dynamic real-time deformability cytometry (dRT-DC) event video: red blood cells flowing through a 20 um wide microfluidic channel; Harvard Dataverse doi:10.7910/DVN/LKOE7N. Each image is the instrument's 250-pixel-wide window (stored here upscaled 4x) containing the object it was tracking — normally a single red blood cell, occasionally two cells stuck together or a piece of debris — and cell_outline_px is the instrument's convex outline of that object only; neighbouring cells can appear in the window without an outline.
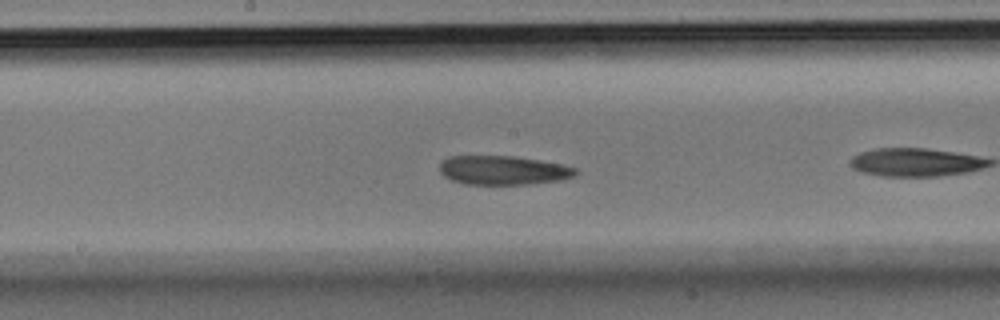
{"species": "Egyptian fruit bat (a non-hibernating species)", "species_latin": "Rousettus aegyptiacus", "temperature_condition": "room temperature", "stored_images_in_passage": 26, "camera_frame_rate_fps": 3000, "um_per_image_px": 0.085, "animal": {"sex": "male"}, "frame": {"image": 1, "passage_image": 8, "time_ms": 2.333, "image_size_px": [1000, 320], "cell_outline_px": [[576, 172], [572, 176], [560, 180], [524, 184], [464, 184], [452, 180], [444, 176], [440, 172], [440, 164], [448, 156], [516, 156], [540, 160], [560, 164], [576, 168]], "centroid_in_image_um": [42.72, 14.46], "position_along_channel_um": 205.5, "area_um2": 22.77}}